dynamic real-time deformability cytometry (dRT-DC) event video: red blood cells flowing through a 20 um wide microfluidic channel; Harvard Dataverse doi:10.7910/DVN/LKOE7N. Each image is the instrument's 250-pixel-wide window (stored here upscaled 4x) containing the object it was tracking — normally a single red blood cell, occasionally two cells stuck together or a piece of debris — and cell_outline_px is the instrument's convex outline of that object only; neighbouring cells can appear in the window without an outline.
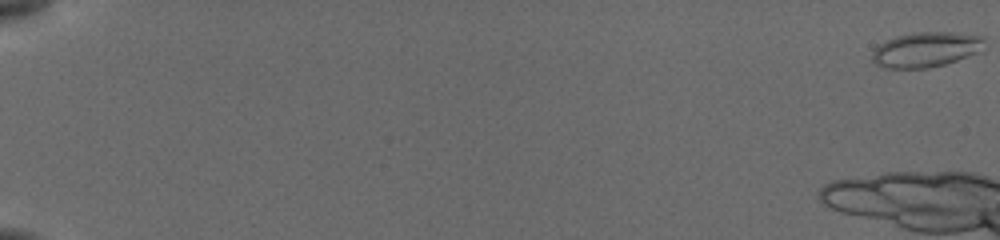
{"species": "common noctule bat (a hibernating species)", "species_latin": "Nyctalus noctula", "temperature_condition": "cold", "stored_images_in_passage": 15, "camera_frame_rate_fps": 3000, "um_per_image_px": 0.085, "animal": {"sex": "female", "body_mass_g": 19.5, "forearm_length_mm": 54.1}, "frame": {"image": 1, "passage_image": 1, "time_ms": 0.0, "image_size_px": [1000, 240], "cell_outline_px": [[984, 52], [944, 64], [928, 68], [884, 68], [876, 64], [872, 60], [872, 52], [880, 44], [896, 36], [916, 32], [952, 32], [984, 36]], "centroid_in_image_um": [78.77, 4.21], "position_along_channel_um": 6.2, "area_um2": 23.12}}